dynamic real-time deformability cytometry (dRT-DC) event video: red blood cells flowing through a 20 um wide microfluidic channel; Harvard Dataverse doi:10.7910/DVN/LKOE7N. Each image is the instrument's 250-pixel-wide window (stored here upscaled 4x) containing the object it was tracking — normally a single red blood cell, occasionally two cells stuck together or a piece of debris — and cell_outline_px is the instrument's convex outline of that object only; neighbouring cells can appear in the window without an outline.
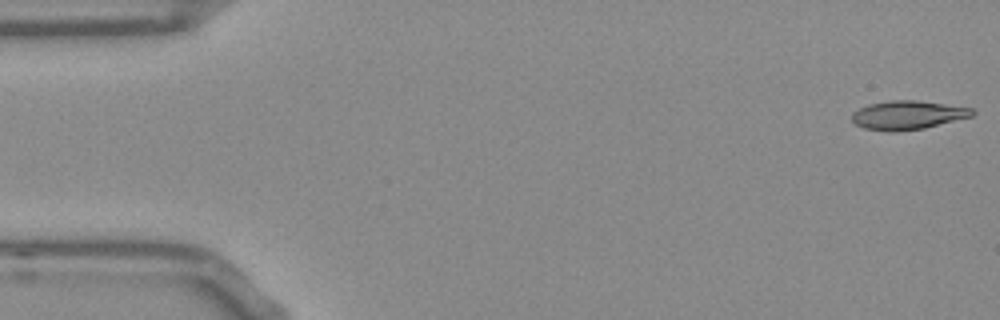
{"species": "Egyptian fruit bat (a non-hibernating species)", "species_latin": "Rousettus aegyptiacus", "temperature_condition": "room temperature", "stored_images_in_passage": 13, "camera_frame_rate_fps": 3000, "um_per_image_px": 0.085, "frame": {"image": 1, "passage_image": 1, "time_ms": 0.0, "image_size_px": [1000, 320], "cell_outline_px": [[976, 112], [972, 116], [924, 128], [892, 132], [888, 132], [864, 128], [856, 124], [852, 120], [852, 112], [868, 104], [892, 100], [916, 100], [972, 108]], "centroid_in_image_um": [77.13, 9.78], "position_along_channel_um": 7.9, "area_um2": 20.06}}